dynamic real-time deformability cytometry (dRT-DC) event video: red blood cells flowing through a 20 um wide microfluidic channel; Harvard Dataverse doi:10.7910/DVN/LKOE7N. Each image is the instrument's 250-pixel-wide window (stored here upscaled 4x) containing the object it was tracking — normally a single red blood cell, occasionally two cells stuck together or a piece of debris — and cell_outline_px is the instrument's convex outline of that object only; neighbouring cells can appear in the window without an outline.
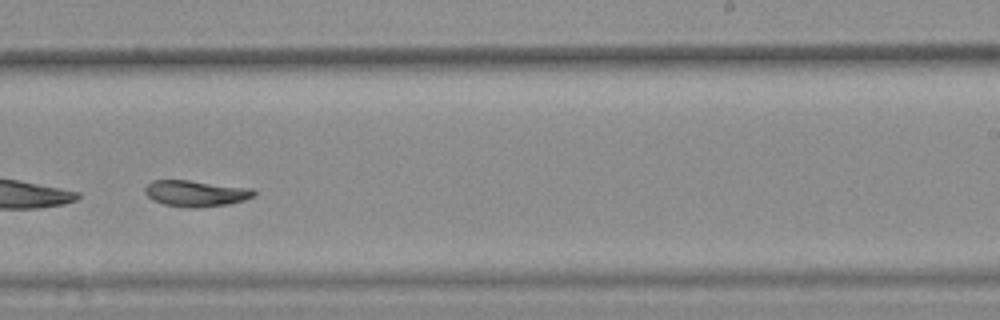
{"species": "common noctule bat (a hibernating species)", "species_latin": "Nyctalus noctula", "temperature_condition": "warm", "stored_images_in_passage": 29, "camera_frame_rate_fps": 3000, "um_per_image_px": 0.085, "animal": {"sex": "female", "body_mass_g": 25.1}, "frame": {"image": 1, "passage_image": 21, "time_ms": 6.667, "image_size_px": [1000, 320], "cell_outline_px": [[256, 196], [244, 200], [228, 204], [200, 208], [184, 208], [164, 204], [152, 200], [144, 192], [144, 188], [152, 180], [188, 180], [252, 188], [256, 192]], "centroid_in_image_um": [16.65, 16.44], "position_along_channel_um": 272.4, "area_um2": 16.82}, "authors_computed_cell_mechanics": {"area_um2": 16.8198, "velocity_mm_per_s": 3.839, "shape_relaxation_time_tau1_ms": null, "shape_relaxation_time_tau2_ms": 2.5827, "deformation_change_tau1": null, "deformation_change_tau2": 0.0884}}